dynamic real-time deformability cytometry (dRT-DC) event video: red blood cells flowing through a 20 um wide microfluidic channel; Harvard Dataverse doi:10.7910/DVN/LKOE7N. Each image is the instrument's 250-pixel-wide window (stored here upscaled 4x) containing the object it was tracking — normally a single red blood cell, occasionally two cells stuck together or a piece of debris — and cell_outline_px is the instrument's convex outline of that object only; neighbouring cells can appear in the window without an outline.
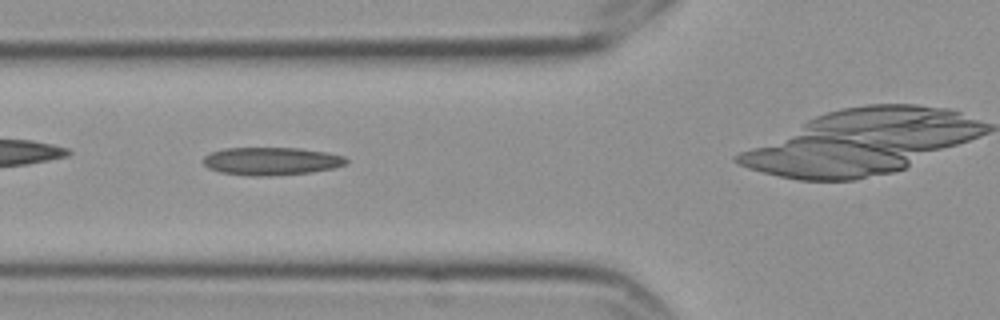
{"species": "Egyptian fruit bat (a non-hibernating species)", "species_latin": "Rousettus aegyptiacus", "temperature_condition": "cold", "stored_images_in_passage": 6, "camera_frame_rate_fps": 3000, "um_per_image_px": 0.085, "frame": {"image": 1, "passage_image": 2, "time_ms": 0.333, "image_size_px": [1000, 320], "cell_outline_px": [[348, 164], [332, 168], [308, 172], [268, 176], [248, 176], [220, 172], [208, 168], [204, 164], [204, 156], [208, 152], [224, 148], [300, 148], [328, 152], [344, 156], [348, 160]], "centroid_in_image_um": [23.05, 13.69], "position_along_channel_um": 102.8, "area_um2": 23.35}}
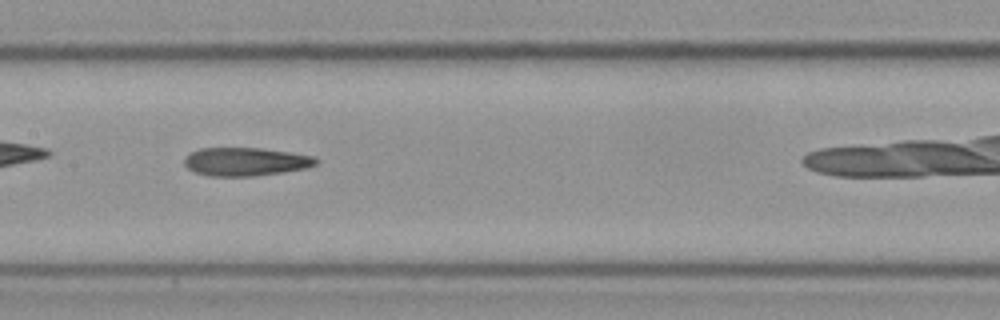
{"frame": {"image": 2, "passage_image": 4, "time_ms": 1.0, "image_size_px": [1000, 320], "cell_outline_px": [[320, 160], [316, 164], [308, 168], [284, 172], [252, 176], [208, 176], [196, 172], [188, 168], [184, 164], [184, 156], [188, 152], [200, 148], [260, 148], [288, 152], [312, 156]], "centroid_in_image_um": [20.85, 13.74], "position_along_channel_um": 186.6, "area_um2": 21.85}}
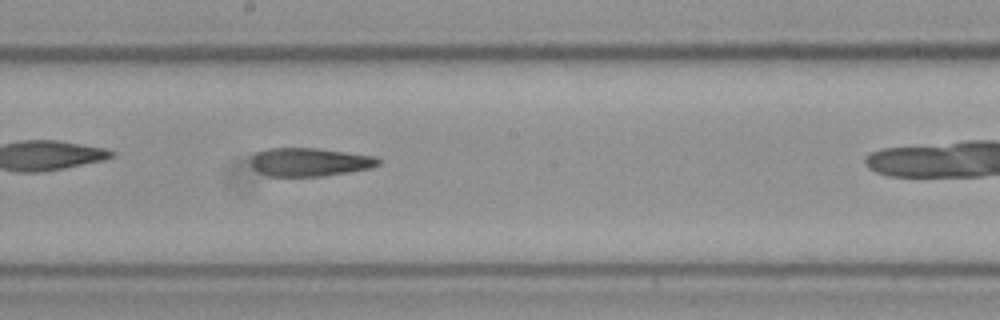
{"frame": {"image": 3, "passage_image": 5, "time_ms": 1.333, "image_size_px": [1000, 320], "cell_outline_px": [[380, 164], [368, 168], [320, 176], [268, 176], [260, 172], [252, 164], [252, 156], [256, 152], [268, 148], [316, 148], [376, 156], [380, 160]], "centroid_in_image_um": [26.31, 13.76], "position_along_channel_um": 221.9, "area_um2": 20.69}}